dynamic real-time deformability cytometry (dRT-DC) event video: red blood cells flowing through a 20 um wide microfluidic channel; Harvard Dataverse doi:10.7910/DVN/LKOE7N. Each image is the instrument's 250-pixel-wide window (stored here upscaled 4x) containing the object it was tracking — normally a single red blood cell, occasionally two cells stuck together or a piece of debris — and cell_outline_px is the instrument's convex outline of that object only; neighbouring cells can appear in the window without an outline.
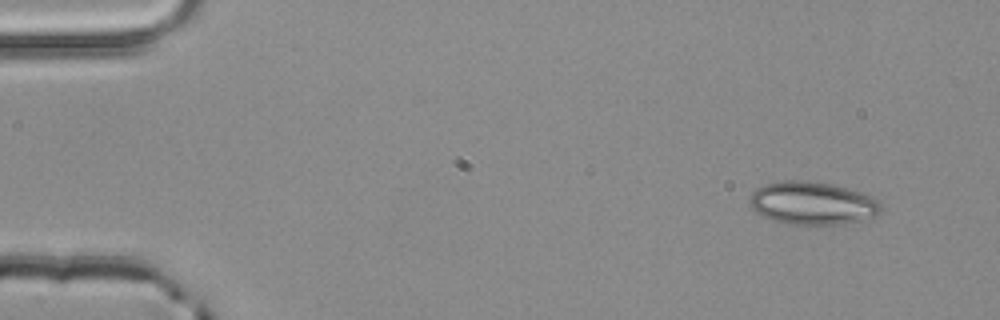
{"species": "common noctule bat (a hibernating species)", "species_latin": "Nyctalus noctula", "temperature_condition": "room temperature", "stored_images_in_passage": 4, "segment_of_instrument_passage": [1, 2], "camera_frame_rate_fps": 3000, "um_per_image_px": 0.085, "animal": {"sex": "male", "body_mass_g": 20.4}, "frame": {"image": 1, "passage_image": 1, "time_ms": 0.0, "image_size_px": [1000, 320], "cell_outline_px": [[884, 208], [876, 216], [860, 220], [840, 224], [784, 224], [772, 220], [756, 212], [748, 204], [748, 196], [756, 188], [764, 184], [780, 180], [808, 180], [832, 184], [860, 192], [872, 196], [880, 200]], "centroid_in_image_um": [69.04, 17.26], "position_along_channel_um": 16.0, "area_um2": 33.35}}